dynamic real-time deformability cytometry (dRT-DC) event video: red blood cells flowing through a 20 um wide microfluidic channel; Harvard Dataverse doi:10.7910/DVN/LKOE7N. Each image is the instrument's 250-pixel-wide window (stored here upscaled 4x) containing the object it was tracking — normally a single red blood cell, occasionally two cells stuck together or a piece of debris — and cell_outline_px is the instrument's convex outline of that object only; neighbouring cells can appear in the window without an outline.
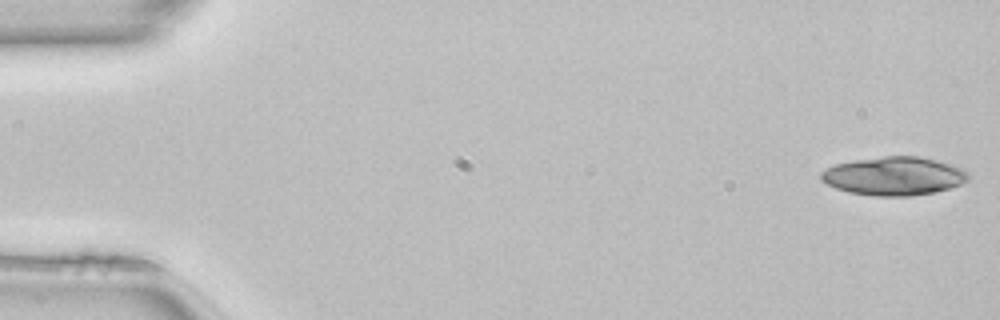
{"species": "common noctule bat (a hibernating species)", "species_latin": "Nyctalus noctula", "temperature_condition": "room temperature", "stored_images_in_passage": 37, "camera_frame_rate_fps": 3000, "um_per_image_px": 0.085, "animal": {"sex": "female", "body_mass_g": 22.7, "forearm_length_mm": 54.2}, "frame": {"image": 1, "passage_image": 1, "time_ms": 0.0, "image_size_px": [1000, 320], "cell_outline_px": [[968, 180], [960, 184], [948, 188], [932, 192], [912, 196], [876, 196], [848, 192], [836, 188], [820, 180], [820, 172], [836, 164], [856, 160], [884, 156], [920, 156], [952, 164], [968, 172]], "centroid_in_image_um": [75.98, 14.96], "position_along_channel_um": 9.0, "area_um2": 32.83}}